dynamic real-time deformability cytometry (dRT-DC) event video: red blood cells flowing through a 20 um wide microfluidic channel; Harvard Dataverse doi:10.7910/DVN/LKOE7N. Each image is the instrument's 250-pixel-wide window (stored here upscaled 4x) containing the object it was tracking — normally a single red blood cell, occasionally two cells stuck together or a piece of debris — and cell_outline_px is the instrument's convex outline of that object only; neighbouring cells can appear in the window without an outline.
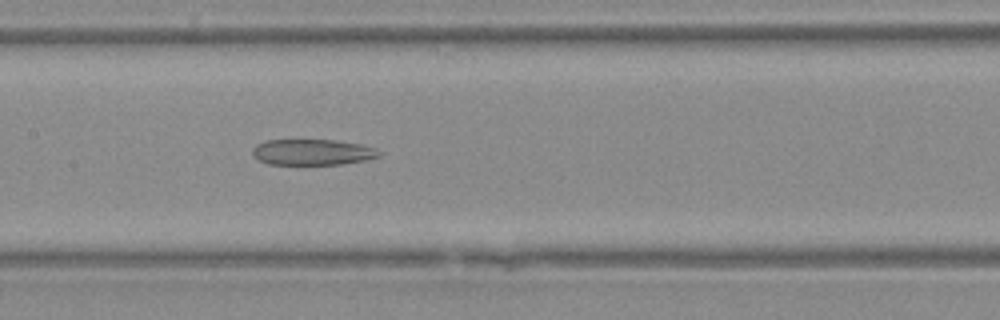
{"species": "Egyptian fruit bat (a non-hibernating species)", "species_latin": "Rousettus aegyptiacus", "temperature_condition": "warm", "stored_images_in_passage": 40, "camera_frame_rate_fps": 3000, "um_per_image_px": 0.085, "animal": {"sex": "female"}, "frame": {"image": 1, "passage_image": 20, "time_ms": 6.333, "image_size_px": [1000, 320], "cell_outline_px": [[380, 156], [364, 160], [340, 164], [268, 164], [260, 160], [252, 152], [252, 148], [256, 144], [264, 140], [336, 140], [360, 144], [376, 148], [380, 152]], "centroid_in_image_um": [26.55, 12.92], "position_along_channel_um": 180.8, "area_um2": 18.96}}
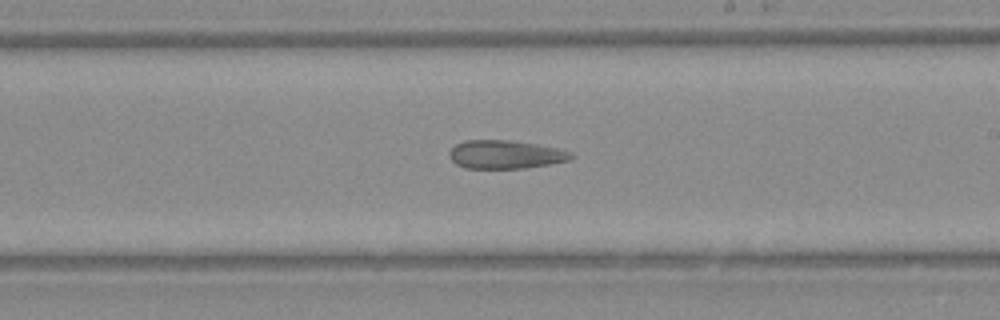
{"frame": {"image": 2, "passage_image": 24, "time_ms": 7.667, "image_size_px": [1000, 320], "cell_outline_px": [[576, 156], [572, 160], [524, 168], [464, 168], [456, 164], [448, 156], [448, 152], [456, 144], [464, 140], [508, 140], [536, 144], [556, 148], [572, 152]], "centroid_in_image_um": [42.96, 13.13], "position_along_channel_um": 246.0, "area_um2": 20.23}}
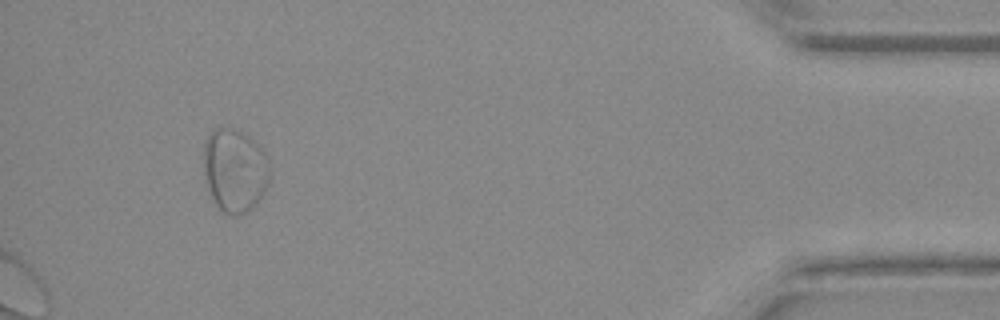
{"frame": {"image": 3, "passage_image": 38, "time_ms": 12.333, "image_size_px": [1000, 320], "cell_outline_px": [[268, 184], [252, 208], [240, 216], [224, 212], [216, 204], [212, 196], [204, 172], [204, 140], [216, 128], [232, 128], [248, 136], [264, 152], [268, 160]], "centroid_in_image_um": [19.94, 14.47], "position_along_channel_um": 415.3, "area_um2": 31.39}}